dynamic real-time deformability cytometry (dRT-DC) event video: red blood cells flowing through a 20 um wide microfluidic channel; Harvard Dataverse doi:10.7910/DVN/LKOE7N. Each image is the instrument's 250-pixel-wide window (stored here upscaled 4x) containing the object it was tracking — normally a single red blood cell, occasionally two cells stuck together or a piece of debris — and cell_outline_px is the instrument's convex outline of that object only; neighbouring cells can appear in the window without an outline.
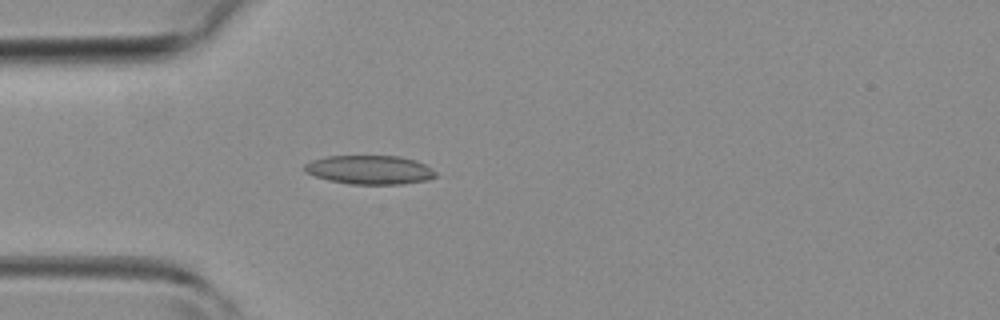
{"species": "common noctule bat (a hibernating species)", "species_latin": "Nyctalus noctula", "temperature_condition": "room temperature", "stored_images_in_passage": 41, "camera_frame_rate_fps": 3000, "um_per_image_px": 0.085, "animal": {"sex": "female", "body_mass_g": 19.3, "forearm_length_mm": 54.1}, "frame": {"image": 1, "passage_image": 9, "time_ms": 2.667, "image_size_px": [1000, 320], "cell_outline_px": [[436, 176], [428, 180], [400, 184], [348, 184], [328, 180], [304, 172], [304, 164], [312, 160], [328, 156], [400, 156], [416, 160], [432, 168], [436, 172]], "centroid_in_image_um": [31.43, 14.43], "position_along_channel_um": 53.6, "area_um2": 22.14}}
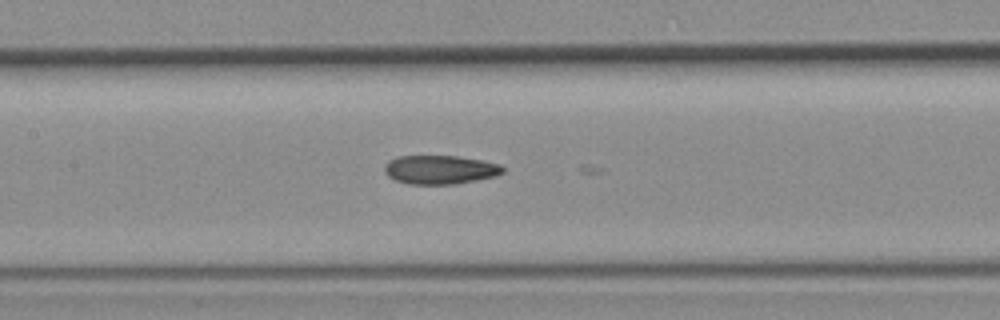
{"frame": {"image": 2, "passage_image": 17, "time_ms": 5.333, "image_size_px": [1000, 320], "cell_outline_px": [[504, 172], [496, 176], [456, 184], [408, 184], [396, 180], [388, 176], [384, 172], [384, 164], [388, 160], [400, 156], [456, 156], [480, 160], [500, 164], [504, 168]], "centroid_in_image_um": [37.39, 14.42], "position_along_channel_um": 170.0, "area_um2": 19.88}}
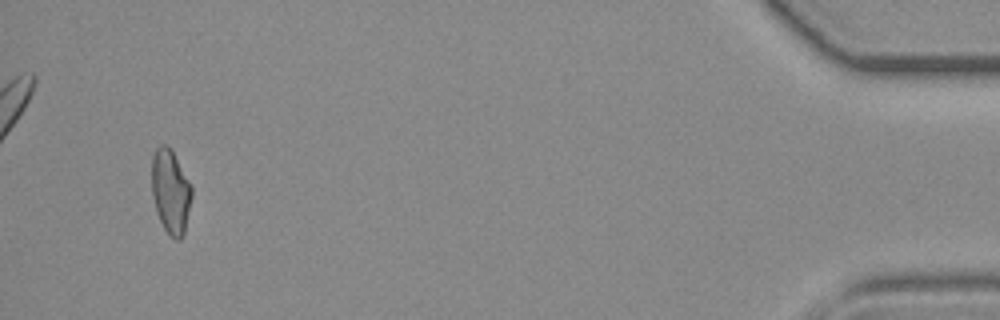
{"frame": {"image": 3, "passage_image": 39, "time_ms": 12.667, "image_size_px": [1000, 320], "cell_outline_px": [[192, 196], [184, 232], [180, 240], [176, 240], [168, 236], [156, 212], [152, 196], [152, 156], [156, 148], [160, 144], [164, 144], [172, 152], [188, 180], [192, 188]], "centroid_in_image_um": [14.48, 16.33], "position_along_channel_um": 420.7, "area_um2": 19.36}}